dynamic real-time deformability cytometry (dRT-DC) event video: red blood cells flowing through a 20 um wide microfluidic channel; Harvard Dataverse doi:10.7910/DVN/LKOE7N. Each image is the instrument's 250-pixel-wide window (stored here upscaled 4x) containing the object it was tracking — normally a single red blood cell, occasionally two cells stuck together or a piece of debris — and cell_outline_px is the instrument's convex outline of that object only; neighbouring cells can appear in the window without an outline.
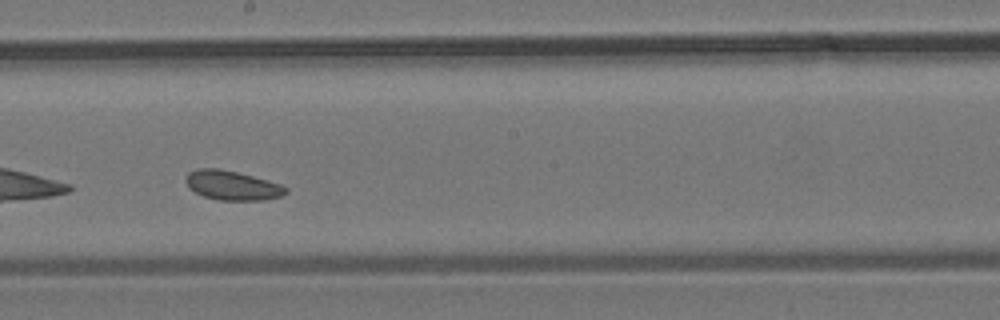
{"species": "common noctule bat (a hibernating species)", "species_latin": "Nyctalus noctula", "temperature_condition": "room temperature", "stored_images_in_passage": 32, "camera_frame_rate_fps": 3000, "um_per_image_px": 0.085, "animal": {"sex": "male", "body_mass_g": 19.2, "forearm_length_mm": 51.8}, "frame": {"image": 1, "passage_image": 14, "time_ms": 4.333, "image_size_px": [1000, 320], "cell_outline_px": [[288, 192], [280, 196], [264, 200], [216, 200], [204, 196], [188, 188], [184, 180], [188, 172], [196, 168], [220, 168], [252, 176], [280, 184], [288, 188]], "centroid_in_image_um": [19.69, 15.75], "position_along_channel_um": 228.5, "area_um2": 17.17}, "authors_computed_cell_mechanics": {"area_um2": 17.3978, "velocity_mm_per_s": 3.7471, "shape_relaxation_time_tau1_ms": null, "shape_relaxation_time_tau2_ms": 3.4328, "deformation_change_tau1": null, "deformation_change_tau2": 0.0731}}